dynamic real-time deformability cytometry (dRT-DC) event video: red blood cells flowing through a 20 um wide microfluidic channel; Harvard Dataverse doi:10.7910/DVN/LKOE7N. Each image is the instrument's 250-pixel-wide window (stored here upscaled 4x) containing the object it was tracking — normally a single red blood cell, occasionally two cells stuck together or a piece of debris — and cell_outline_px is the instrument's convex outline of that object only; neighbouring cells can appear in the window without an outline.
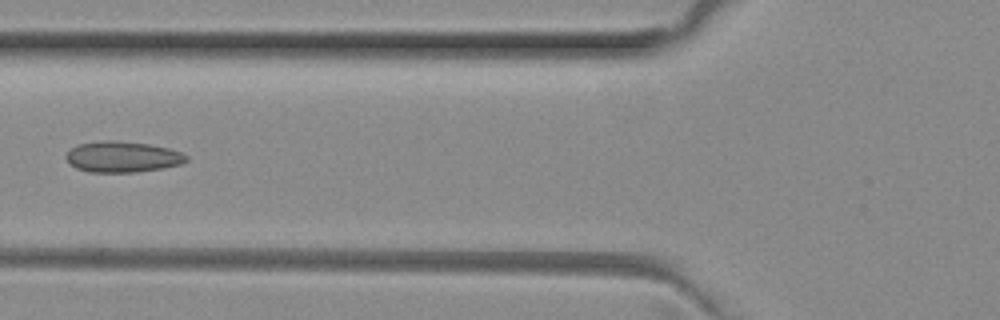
{"species": "common noctule bat (a hibernating species)", "species_latin": "Nyctalus noctula", "temperature_condition": "room temperature", "stored_images_in_passage": 5, "camera_frame_rate_fps": 3000, "um_per_image_px": 0.085, "animal": {"sex": "female", "body_mass_g": 29.2, "forearm_length_mm": 56.3}, "frame": {"image": 1, "passage_image": 5, "time_ms": 1.333, "image_size_px": [1000, 320], "cell_outline_px": [[188, 160], [184, 164], [164, 168], [136, 172], [88, 172], [76, 168], [68, 164], [64, 156], [72, 148], [80, 144], [104, 140], [112, 140], [148, 144], [168, 148], [180, 152], [188, 156]], "centroid_in_image_um": [10.42, 13.34], "position_along_channel_um": 115.4, "area_um2": 21.79}}